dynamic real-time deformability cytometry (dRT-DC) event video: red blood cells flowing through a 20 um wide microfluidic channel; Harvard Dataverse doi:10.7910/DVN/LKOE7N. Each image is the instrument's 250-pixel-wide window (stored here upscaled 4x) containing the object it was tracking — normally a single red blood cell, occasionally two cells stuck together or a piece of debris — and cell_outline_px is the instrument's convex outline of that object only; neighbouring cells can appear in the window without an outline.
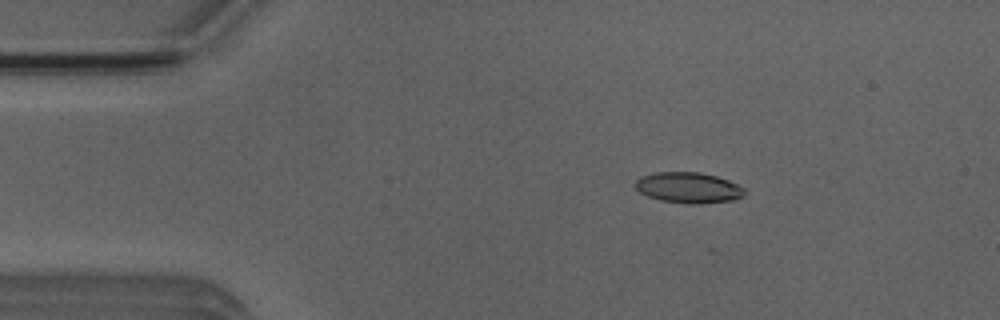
{"species": "Egyptian fruit bat (a non-hibernating species)", "species_latin": "Rousettus aegyptiacus", "temperature_condition": "room temperature", "stored_images_in_passage": 21, "camera_frame_rate_fps": 3000, "um_per_image_px": 0.085, "animal": {"sex": "male"}, "frame": {"image": 1, "passage_image": 1, "time_ms": 0.0, "image_size_px": [1000, 320], "cell_outline_px": [[744, 192], [740, 196], [732, 200], [660, 200], [648, 196], [640, 192], [636, 188], [636, 180], [640, 176], [656, 172], [700, 172], [716, 176], [728, 180], [744, 188]], "centroid_in_image_um": [58.44, 15.87], "position_along_channel_um": 26.6, "area_um2": 18.21}}
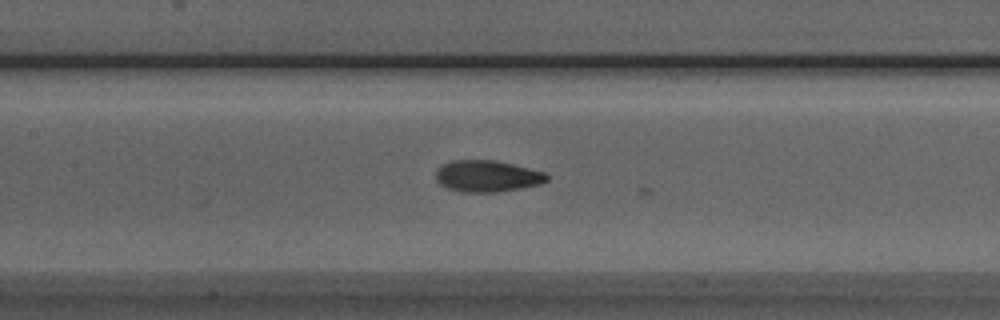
{"frame": {"image": 2, "passage_image": 16, "time_ms": 5.0, "image_size_px": [1000, 320], "cell_outline_px": [[548, 180], [540, 184], [520, 188], [492, 192], [460, 192], [448, 188], [440, 184], [436, 180], [436, 172], [444, 164], [452, 160], [496, 160], [544, 172], [548, 176]], "centroid_in_image_um": [41.4, 14.97], "position_along_channel_um": 166.0, "area_um2": 20.17}}
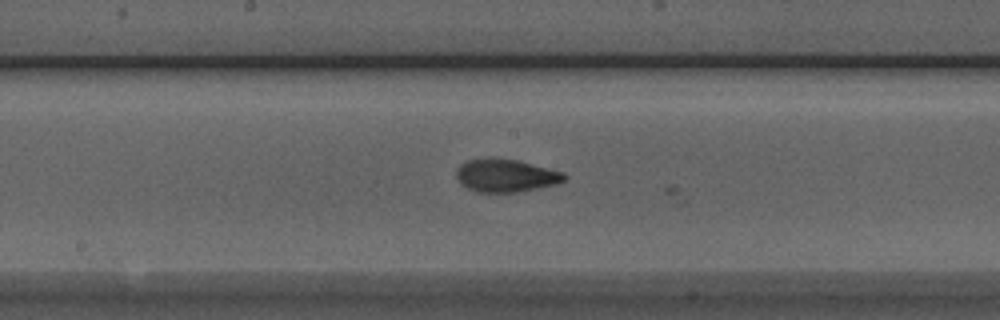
{"frame": {"image": 3, "passage_image": 19, "time_ms": 6.0, "image_size_px": [1000, 320], "cell_outline_px": [[568, 176], [564, 180], [556, 184], [516, 192], [476, 192], [460, 184], [456, 176], [456, 168], [460, 164], [468, 160], [492, 156], [516, 160], [564, 172]], "centroid_in_image_um": [42.95, 14.9], "position_along_channel_um": 205.3, "area_um2": 20.87}}